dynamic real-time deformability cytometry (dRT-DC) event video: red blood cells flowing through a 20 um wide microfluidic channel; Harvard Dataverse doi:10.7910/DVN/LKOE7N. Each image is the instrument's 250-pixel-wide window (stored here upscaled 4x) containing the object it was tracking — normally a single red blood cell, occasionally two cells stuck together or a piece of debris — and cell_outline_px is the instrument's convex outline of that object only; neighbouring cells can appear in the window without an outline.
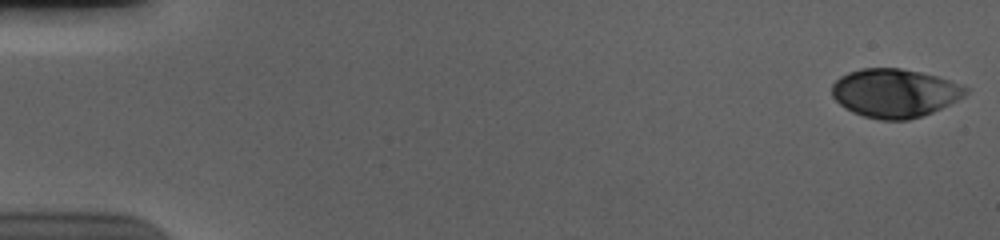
{"species": "human", "species_latin": "Homo sapiens", "temperature_condition": "cold", "stored_images_in_passage": 56, "camera_frame_rate_fps": 3000, "um_per_image_px": 0.085, "donor": {"sex": "male"}, "frame": {"image": 1, "passage_image": 1, "time_ms": 0.0, "image_size_px": [1000, 240], "cell_outline_px": [[968, 92], [964, 96], [932, 112], [908, 120], [880, 120], [864, 116], [852, 112], [844, 108], [832, 96], [832, 84], [840, 76], [848, 72], [860, 68], [900, 68], [920, 72], [936, 76], [948, 80], [968, 88]], "centroid_in_image_um": [76.0, 7.91], "position_along_channel_um": 9.0, "area_um2": 37.69}}
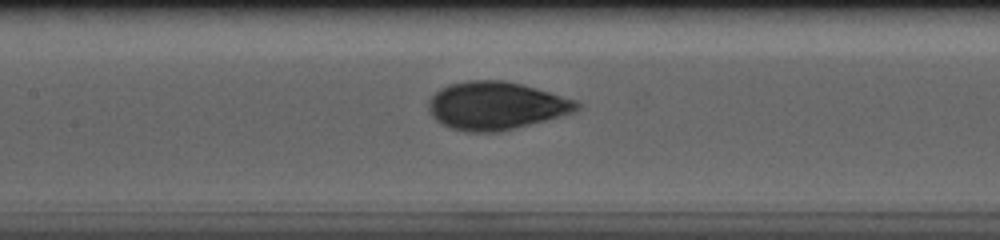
{"frame": {"image": 2, "passage_image": 27, "time_ms": 8.667, "image_size_px": [1000, 240], "cell_outline_px": [[580, 108], [576, 112], [516, 128], [500, 132], [468, 132], [452, 128], [436, 120], [432, 116], [428, 108], [428, 100], [440, 88], [448, 84], [468, 80], [504, 80], [536, 88], [576, 100], [580, 104]], "centroid_in_image_um": [42.16, 8.98], "position_along_channel_um": 165.2, "area_um2": 41.44}}
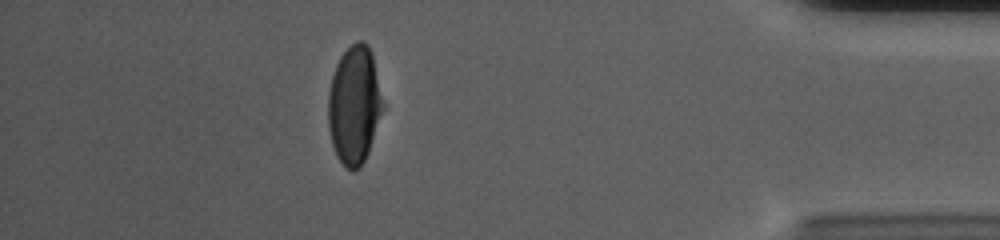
{"frame": {"image": 3, "passage_image": 50, "time_ms": 16.333, "image_size_px": [1000, 240], "cell_outline_px": [[384, 108], [368, 152], [360, 168], [352, 172], [336, 156], [332, 144], [328, 128], [328, 92], [332, 76], [336, 64], [340, 56], [356, 40], [364, 40], [368, 44], [372, 56], [384, 104]], "centroid_in_image_um": [30.11, 8.93], "position_along_channel_um": 405.1, "area_um2": 37.69}, "authors_computed_cell_mechanics": {"area_um2": 39.7953, "velocity_mm_per_s": 3.6829, "shape_relaxation_time_tau1_ms": 4.2094, "shape_relaxation_time_tau2_ms": null, "deformation_change_tau1": 0.184, "deformation_change_tau2": null}}